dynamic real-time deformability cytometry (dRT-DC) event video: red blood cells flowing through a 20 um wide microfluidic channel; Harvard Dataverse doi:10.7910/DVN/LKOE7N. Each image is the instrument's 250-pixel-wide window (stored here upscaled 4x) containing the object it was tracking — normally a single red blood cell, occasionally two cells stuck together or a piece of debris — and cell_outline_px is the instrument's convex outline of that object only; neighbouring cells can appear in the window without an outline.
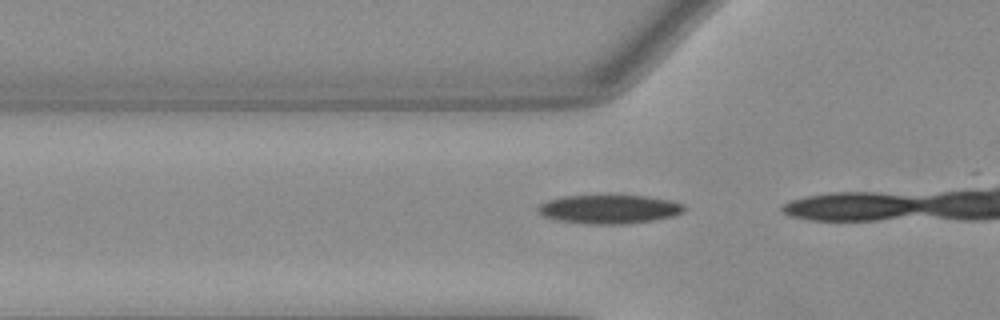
{"species": "Egyptian fruit bat (a non-hibernating species)", "species_latin": "Rousettus aegyptiacus", "temperature_condition": "warm", "stored_images_in_passage": 4, "camera_frame_rate_fps": 3000, "um_per_image_px": 0.085, "animal": {"sex": "female"}, "frame": {"image": 1, "passage_image": 2, "time_ms": 0.333, "image_size_px": [1000, 320], "cell_outline_px": [[688, 208], [684, 212], [672, 216], [652, 220], [620, 224], [592, 224], [560, 220], [544, 216], [536, 208], [540, 204], [548, 200], [560, 196], [648, 196], [672, 200], [684, 204]], "centroid_in_image_um": [51.84, 17.77], "position_along_channel_um": 74.0, "area_um2": 24.33}}